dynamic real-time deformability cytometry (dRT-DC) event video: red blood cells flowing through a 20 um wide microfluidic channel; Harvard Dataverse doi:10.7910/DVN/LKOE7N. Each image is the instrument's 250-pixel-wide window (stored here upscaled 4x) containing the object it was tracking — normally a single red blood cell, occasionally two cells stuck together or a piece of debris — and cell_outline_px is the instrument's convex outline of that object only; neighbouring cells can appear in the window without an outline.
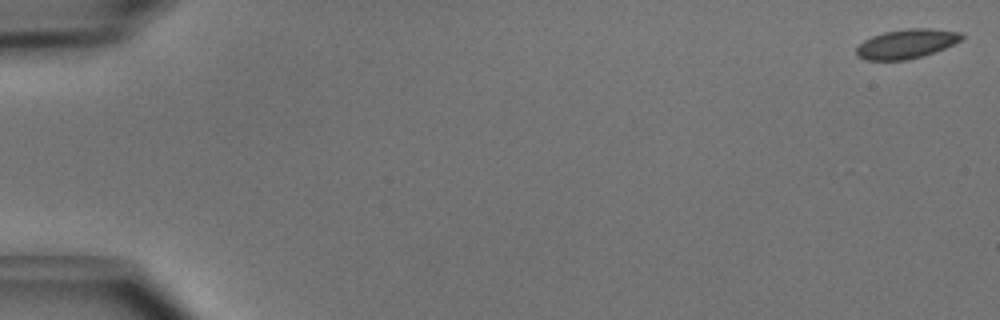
{"species": "common noctule bat (a hibernating species)", "species_latin": "Nyctalus noctula", "temperature_condition": "cold", "stored_images_in_passage": 14, "camera_frame_rate_fps": 3000, "um_per_image_px": 0.085, "animal": {"sex": "male", "body_mass_g": 15.6}, "frame": {"image": 1, "passage_image": 1, "time_ms": 0.0, "image_size_px": [1000, 320], "cell_outline_px": [[964, 36], [960, 40], [944, 48], [924, 56], [908, 60], [864, 60], [856, 52], [856, 48], [864, 40], [872, 36], [884, 32], [908, 28], [932, 28], [960, 32]], "centroid_in_image_um": [77.05, 3.72], "position_along_channel_um": 7.9, "area_um2": 17.92}}